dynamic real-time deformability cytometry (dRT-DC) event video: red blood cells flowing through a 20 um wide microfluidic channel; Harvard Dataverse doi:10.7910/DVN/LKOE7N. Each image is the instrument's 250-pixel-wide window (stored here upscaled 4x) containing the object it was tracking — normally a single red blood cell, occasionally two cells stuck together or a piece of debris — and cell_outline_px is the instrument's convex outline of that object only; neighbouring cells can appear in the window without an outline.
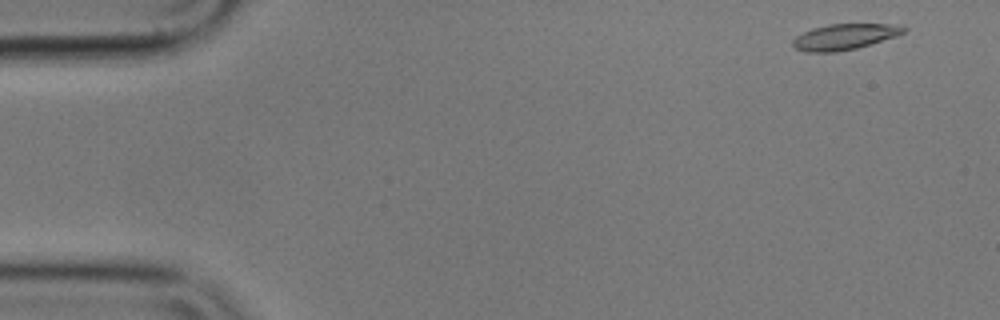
{"species": "common noctule bat (a hibernating species)", "species_latin": "Nyctalus noctula", "temperature_condition": "cold", "stored_images_in_passage": 54, "camera_frame_rate_fps": 3000, "um_per_image_px": 0.085, "animal": {"sex": "male", "body_mass_g": 17.9}, "frame": {"image": 1, "passage_image": 1, "time_ms": 0.0, "image_size_px": [1000, 320], "cell_outline_px": [[908, 28], [904, 32], [896, 36], [856, 48], [836, 52], [808, 52], [792, 48], [792, 40], [796, 36], [812, 28], [828, 24], [904, 24]], "centroid_in_image_um": [71.79, 3.12], "position_along_channel_um": 13.2, "area_um2": 16.76}}
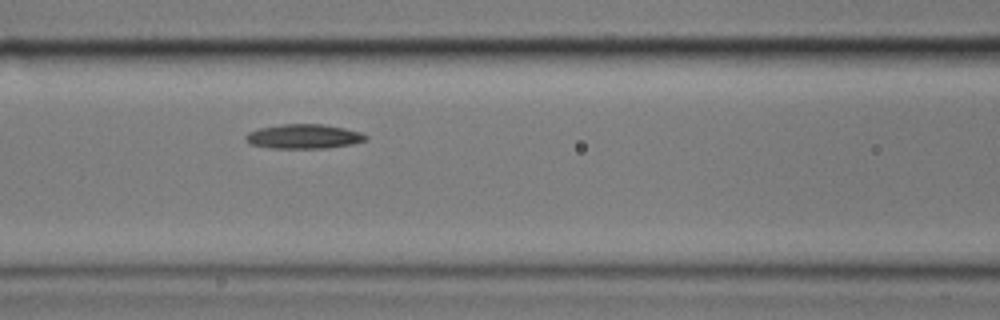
{"frame": {"image": 2, "passage_image": 21, "time_ms": 6.667, "image_size_px": [1000, 320], "cell_outline_px": [[368, 140], [352, 144], [328, 148], [268, 148], [248, 144], [244, 136], [248, 132], [260, 128], [280, 124], [320, 124], [344, 128], [360, 132], [368, 136]], "centroid_in_image_um": [25.8, 11.6], "position_along_channel_um": 140.8, "area_um2": 17.22}}
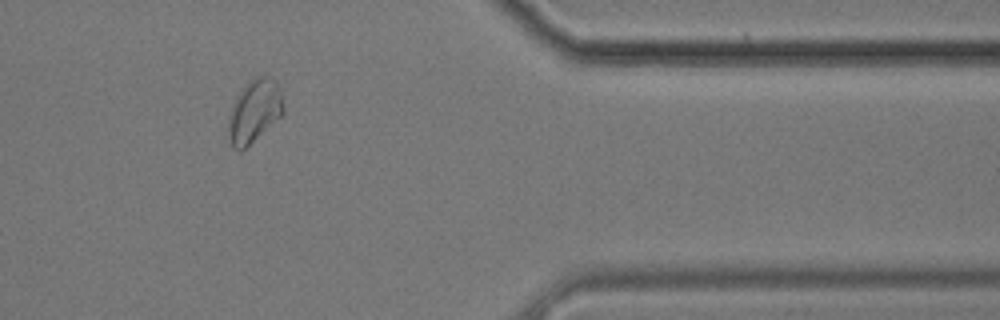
{"frame": {"image": 3, "passage_image": 44, "time_ms": 14.333, "image_size_px": [1000, 320], "cell_outline_px": [[284, 112], [280, 116], [240, 152], [232, 148], [228, 140], [228, 116], [236, 96], [252, 76], [272, 76], [276, 80], [280, 92], [284, 108]], "centroid_in_image_um": [21.58, 9.42], "position_along_channel_um": 389.8, "area_um2": 20.17}}